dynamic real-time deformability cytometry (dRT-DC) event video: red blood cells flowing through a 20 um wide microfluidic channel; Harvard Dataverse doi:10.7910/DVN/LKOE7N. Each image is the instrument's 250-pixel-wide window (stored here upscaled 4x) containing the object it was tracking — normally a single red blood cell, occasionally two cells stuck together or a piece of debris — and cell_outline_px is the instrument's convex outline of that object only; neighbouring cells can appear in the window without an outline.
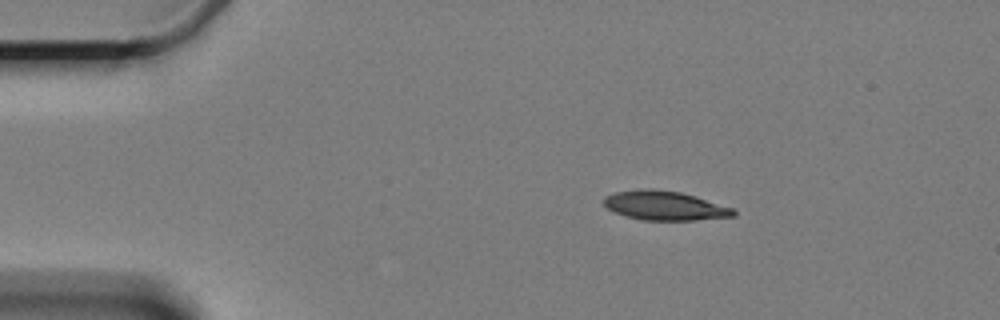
{"species": "Egyptian fruit bat (a non-hibernating species)", "species_latin": "Rousettus aegyptiacus", "temperature_condition": "cold", "stored_images_in_passage": 3, "camera_frame_rate_fps": 3000, "um_per_image_px": 0.085, "animal": {"sex": "female"}, "frame": {"image": 1, "passage_image": 1, "time_ms": 0.0, "image_size_px": [1000, 320], "cell_outline_px": [[736, 216], [696, 220], [644, 220], [628, 216], [616, 212], [608, 208], [604, 204], [604, 196], [616, 192], [644, 188], [652, 188], [680, 192], [696, 196], [732, 208], [736, 212]], "centroid_in_image_um": [56.52, 17.47], "position_along_channel_um": 28.5, "area_um2": 21.91}}